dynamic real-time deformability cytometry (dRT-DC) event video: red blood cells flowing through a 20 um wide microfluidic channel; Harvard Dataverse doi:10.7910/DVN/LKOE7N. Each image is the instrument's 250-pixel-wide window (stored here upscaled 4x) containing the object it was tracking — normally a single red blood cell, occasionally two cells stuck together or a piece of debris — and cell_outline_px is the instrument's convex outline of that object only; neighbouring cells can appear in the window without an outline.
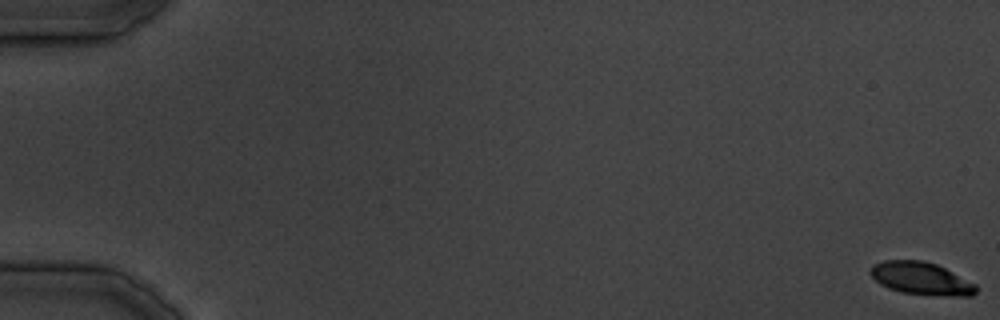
{"species": "common noctule bat (a hibernating species)", "species_latin": "Nyctalus noctula", "temperature_condition": "cold", "stored_images_in_passage": 18, "camera_frame_rate_fps": 3000, "um_per_image_px": 0.085, "animal": {"sex": "male", "body_mass_g": 19.5, "forearm_length_mm": 54.6}, "frame": {"image": 1, "passage_image": 1, "time_ms": 0.0, "image_size_px": [1000, 320], "cell_outline_px": [[976, 292], [972, 296], [952, 296], [900, 292], [888, 288], [880, 284], [868, 272], [872, 264], [884, 260], [920, 260], [936, 264], [976, 284]], "centroid_in_image_um": [78.26, 23.66], "position_along_channel_um": 6.7, "area_um2": 19.94}}
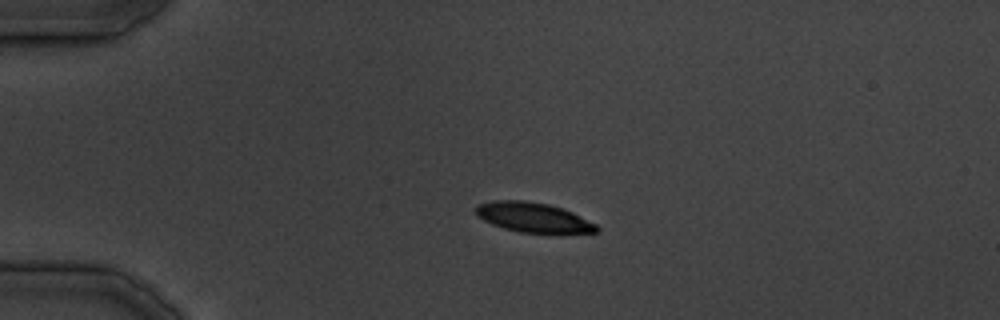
{"frame": {"image": 2, "passage_image": 10, "time_ms": 11.333, "image_size_px": [1000, 320], "cell_outline_px": [[600, 228], [596, 232], [520, 232], [504, 228], [492, 224], [476, 216], [476, 208], [480, 204], [492, 200], [524, 200], [548, 204], [572, 212], [596, 224]], "centroid_in_image_um": [45.29, 18.46], "position_along_channel_um": 39.7, "area_um2": 20.52}}
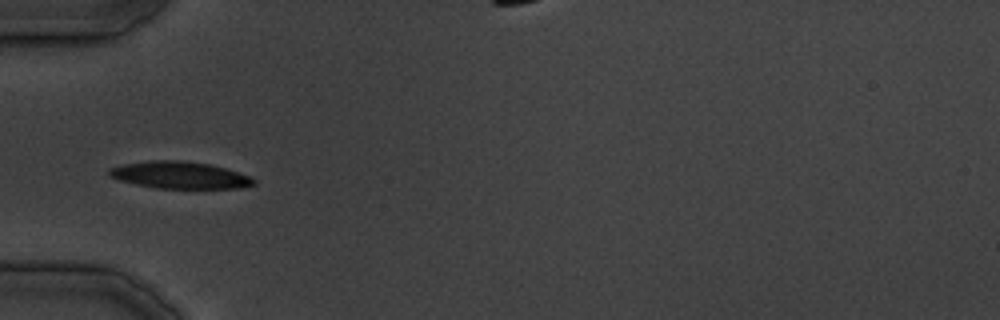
{"frame": {"image": 3, "passage_image": 14, "time_ms": 16.0, "image_size_px": [1000, 320], "cell_outline_px": [[256, 184], [240, 188], [156, 188], [136, 184], [120, 180], [108, 176], [108, 168], [124, 164], [152, 160], [180, 160], [208, 164], [224, 168], [252, 176], [256, 180]], "centroid_in_image_um": [15.29, 14.88], "position_along_channel_um": 69.7, "area_um2": 22.72}}